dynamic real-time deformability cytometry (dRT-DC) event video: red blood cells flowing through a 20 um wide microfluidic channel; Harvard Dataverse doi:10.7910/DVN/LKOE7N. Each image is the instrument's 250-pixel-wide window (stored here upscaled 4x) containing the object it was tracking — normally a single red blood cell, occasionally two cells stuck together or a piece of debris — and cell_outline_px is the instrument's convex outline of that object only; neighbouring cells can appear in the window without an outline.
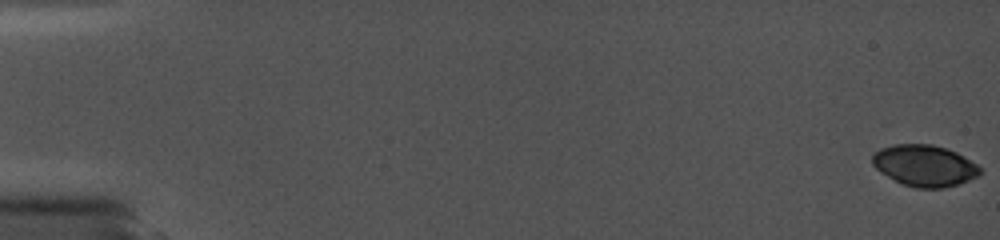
{"species": "common noctule bat (a hibernating species)", "species_latin": "Nyctalus noctula", "temperature_condition": "cold", "stored_images_in_passage": 34, "camera_frame_rate_fps": 5000, "um_per_image_px": 0.085, "animal": {"sex": "female", "body_mass_g": 19.0, "forearm_length_mm": 56.7}, "frame": {"image": 1, "passage_image": 1, "time_ms": 0.0, "image_size_px": [1000, 240], "cell_outline_px": [[980, 176], [944, 188], [916, 188], [904, 184], [880, 172], [872, 164], [872, 156], [880, 148], [892, 144], [932, 144], [956, 152], [964, 156], [976, 164], [980, 168]], "centroid_in_image_um": [78.58, 14.07], "position_along_channel_um": 6.4, "area_um2": 25.78}}
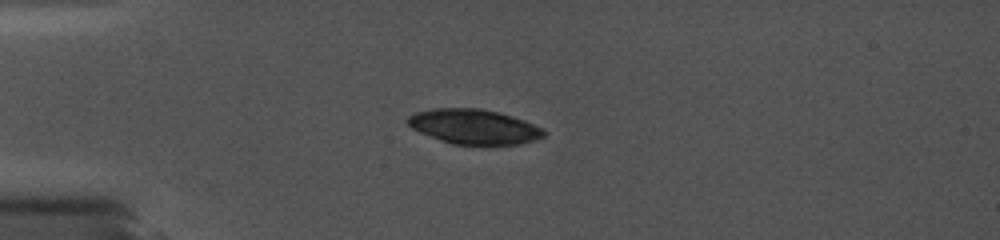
{"frame": {"image": 2, "passage_image": 28, "time_ms": 5.0, "image_size_px": [1000, 240], "cell_outline_px": [[548, 132], [544, 136], [536, 140], [520, 144], [488, 148], [484, 148], [452, 144], [440, 140], [420, 132], [412, 128], [404, 120], [408, 116], [416, 112], [432, 108], [480, 108], [512, 116], [524, 120], [544, 128]], "centroid_in_image_um": [40.34, 10.82], "position_along_channel_um": 44.7, "area_um2": 28.73}}